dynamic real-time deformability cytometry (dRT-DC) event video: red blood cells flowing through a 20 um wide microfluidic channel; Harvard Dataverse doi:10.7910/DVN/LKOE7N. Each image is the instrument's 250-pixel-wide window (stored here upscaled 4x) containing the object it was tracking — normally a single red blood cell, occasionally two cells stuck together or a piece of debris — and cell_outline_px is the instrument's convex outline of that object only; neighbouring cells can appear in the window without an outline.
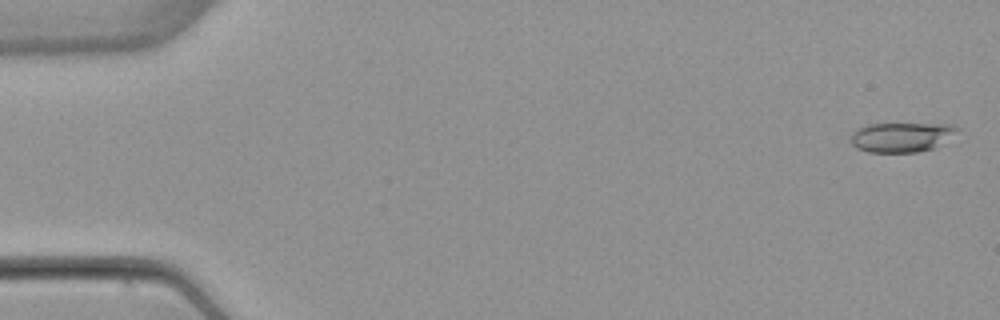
{"species": "common noctule bat (a hibernating species)", "species_latin": "Nyctalus noctula", "temperature_condition": "warm", "stored_images_in_passage": 53, "camera_frame_rate_fps": 3000, "um_per_image_px": 0.085, "animal": {"sex": "female", "body_mass_g": 22.7, "forearm_length_mm": 54.2}, "frame": {"image": 1, "passage_image": 2, "time_ms": 0.333, "image_size_px": [1000, 320], "cell_outline_px": [[960, 128], [932, 148], [916, 152], [868, 152], [856, 148], [852, 144], [852, 132], [856, 128], [868, 124], [956, 124]], "centroid_in_image_um": [76.56, 11.64], "position_along_channel_um": 8.4, "area_um2": 18.03}}
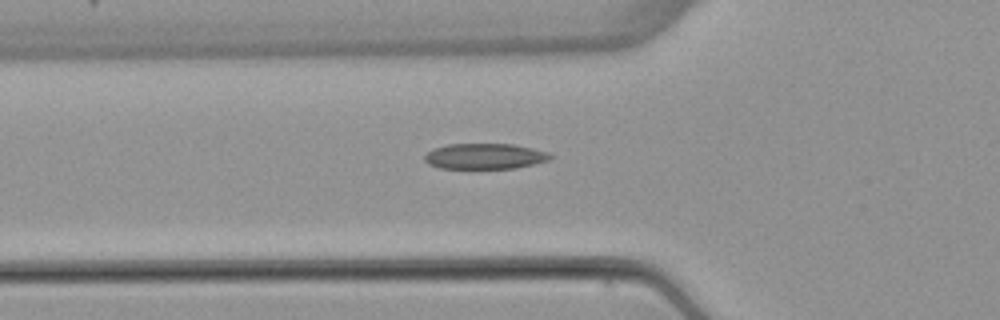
{"frame": {"image": 2, "passage_image": 19, "time_ms": 6.0, "image_size_px": [1000, 320], "cell_outline_px": [[556, 156], [548, 160], [516, 168], [440, 168], [428, 164], [424, 160], [424, 156], [432, 148], [448, 144], [512, 144], [532, 148], [548, 152]], "centroid_in_image_um": [41.2, 13.27], "position_along_channel_um": 84.6, "area_um2": 18.79}}
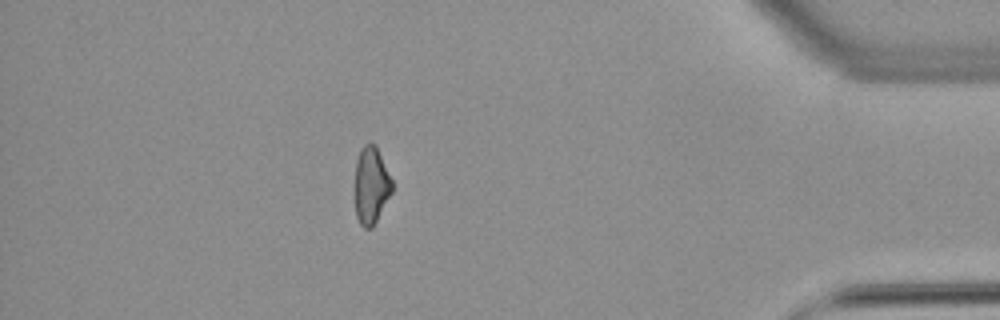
{"frame": {"image": 3, "passage_image": 47, "time_ms": 15.333, "image_size_px": [1000, 320], "cell_outline_px": [[392, 192], [372, 228], [364, 228], [360, 224], [356, 216], [356, 160], [360, 148], [364, 144], [376, 144], [392, 180]], "centroid_in_image_um": [31.55, 15.74], "position_along_channel_um": 403.6, "area_um2": 16.53}, "authors_computed_cell_mechanics": {"area_um2": 18.207, "velocity_mm_per_s": 3.8958, "shape_relaxation_time_tau1_ms": 8.7523, "shape_relaxation_time_tau2_ms": 3.4546, "deformation_change_tau1": 0.1987, "deformation_change_tau2": 0.1118}}